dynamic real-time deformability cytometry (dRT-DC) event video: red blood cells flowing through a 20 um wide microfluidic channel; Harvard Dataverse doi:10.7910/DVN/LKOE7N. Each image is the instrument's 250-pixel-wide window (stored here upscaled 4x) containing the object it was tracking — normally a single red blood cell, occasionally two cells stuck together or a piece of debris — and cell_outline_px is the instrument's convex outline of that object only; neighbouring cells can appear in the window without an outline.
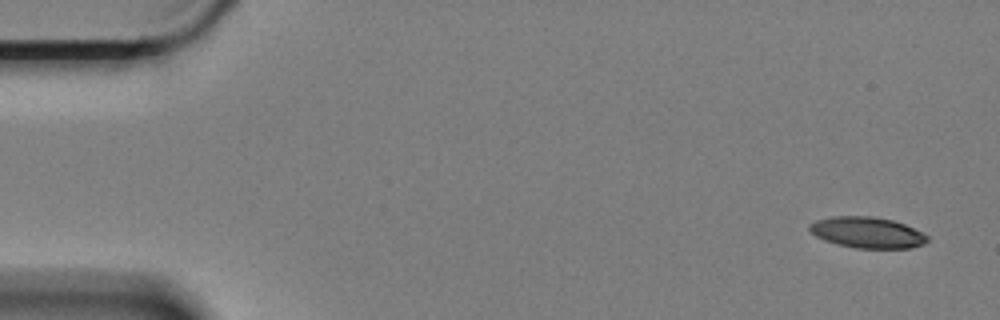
{"species": "Egyptian fruit bat (a non-hibernating species)", "species_latin": "Rousettus aegyptiacus", "temperature_condition": "cold", "stored_images_in_passage": 6, "segment_of_instrument_passage": [1, 2], "camera_frame_rate_fps": 3000, "um_per_image_px": 0.085, "animal": {"sex": "female"}, "frame": {"image": 1, "passage_image": 1, "time_ms": 0.0, "image_size_px": [1000, 320], "cell_outline_px": [[928, 240], [924, 244], [912, 248], [856, 248], [836, 244], [824, 240], [816, 236], [808, 228], [808, 224], [816, 220], [832, 216], [872, 216], [892, 220], [904, 224], [928, 236]], "centroid_in_image_um": [73.69, 19.76], "position_along_channel_um": 11.3, "area_um2": 21.27}}
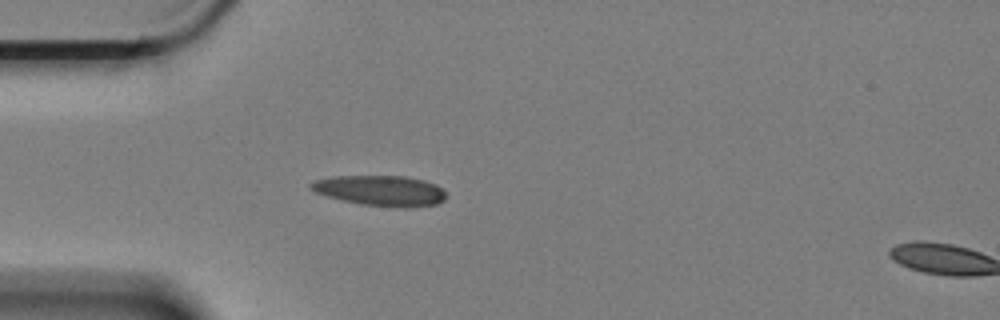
{"frame": {"image": 2, "passage_image": 5, "time_ms": 1.333, "image_size_px": [1000, 320], "cell_outline_px": [[448, 196], [444, 200], [436, 204], [404, 208], [360, 204], [328, 196], [316, 192], [308, 188], [308, 184], [316, 180], [336, 176], [404, 176], [424, 180], [436, 184]], "centroid_in_image_um": [32.36, 16.2], "position_along_channel_um": 52.6, "area_um2": 23.87}}